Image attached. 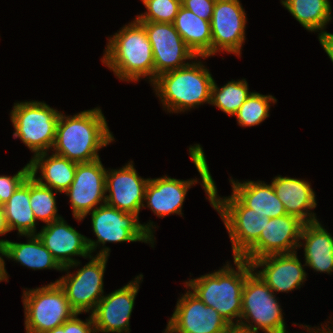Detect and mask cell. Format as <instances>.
<instances>
[{
  "label": "cell",
  "instance_id": "cell-1",
  "mask_svg": "<svg viewBox=\"0 0 333 333\" xmlns=\"http://www.w3.org/2000/svg\"><path fill=\"white\" fill-rule=\"evenodd\" d=\"M189 155L196 166L202 187L212 207L219 213L232 243L233 259L240 258L258 239L270 218L246 207L233 193L224 198L217 194L203 148L200 144L189 147Z\"/></svg>",
  "mask_w": 333,
  "mask_h": 333
},
{
  "label": "cell",
  "instance_id": "cell-2",
  "mask_svg": "<svg viewBox=\"0 0 333 333\" xmlns=\"http://www.w3.org/2000/svg\"><path fill=\"white\" fill-rule=\"evenodd\" d=\"M114 141L105 116L98 107L73 116L60 113L53 153L76 163L99 159L98 151Z\"/></svg>",
  "mask_w": 333,
  "mask_h": 333
},
{
  "label": "cell",
  "instance_id": "cell-3",
  "mask_svg": "<svg viewBox=\"0 0 333 333\" xmlns=\"http://www.w3.org/2000/svg\"><path fill=\"white\" fill-rule=\"evenodd\" d=\"M102 62L123 81L149 77L154 82V59L145 28L134 19L108 39Z\"/></svg>",
  "mask_w": 333,
  "mask_h": 333
},
{
  "label": "cell",
  "instance_id": "cell-4",
  "mask_svg": "<svg viewBox=\"0 0 333 333\" xmlns=\"http://www.w3.org/2000/svg\"><path fill=\"white\" fill-rule=\"evenodd\" d=\"M230 263L213 273L202 275L185 282L187 289L213 307L229 323L240 321L242 312V292L247 275L253 270L250 262L234 258L235 270ZM237 318V319H235Z\"/></svg>",
  "mask_w": 333,
  "mask_h": 333
},
{
  "label": "cell",
  "instance_id": "cell-5",
  "mask_svg": "<svg viewBox=\"0 0 333 333\" xmlns=\"http://www.w3.org/2000/svg\"><path fill=\"white\" fill-rule=\"evenodd\" d=\"M160 74L152 83L164 110L180 113L203 103L210 104L214 82L209 69L201 61Z\"/></svg>",
  "mask_w": 333,
  "mask_h": 333
},
{
  "label": "cell",
  "instance_id": "cell-6",
  "mask_svg": "<svg viewBox=\"0 0 333 333\" xmlns=\"http://www.w3.org/2000/svg\"><path fill=\"white\" fill-rule=\"evenodd\" d=\"M88 214H91L92 231L97 237L96 241L87 238V244L91 254L97 249L99 244H102V248L97 255L109 257L110 248L105 246L107 242L121 243L139 241L150 243L151 247H154L155 238L153 229L156 225H154L153 222L141 224L138 215L118 210L106 203Z\"/></svg>",
  "mask_w": 333,
  "mask_h": 333
},
{
  "label": "cell",
  "instance_id": "cell-7",
  "mask_svg": "<svg viewBox=\"0 0 333 333\" xmlns=\"http://www.w3.org/2000/svg\"><path fill=\"white\" fill-rule=\"evenodd\" d=\"M60 113L45 102L14 103L10 113L14 139L20 138L34 156L52 150Z\"/></svg>",
  "mask_w": 333,
  "mask_h": 333
},
{
  "label": "cell",
  "instance_id": "cell-8",
  "mask_svg": "<svg viewBox=\"0 0 333 333\" xmlns=\"http://www.w3.org/2000/svg\"><path fill=\"white\" fill-rule=\"evenodd\" d=\"M26 333H45L62 325L76 312L63 288L55 282L23 291Z\"/></svg>",
  "mask_w": 333,
  "mask_h": 333
},
{
  "label": "cell",
  "instance_id": "cell-9",
  "mask_svg": "<svg viewBox=\"0 0 333 333\" xmlns=\"http://www.w3.org/2000/svg\"><path fill=\"white\" fill-rule=\"evenodd\" d=\"M283 314L275 293L252 270L244 283L239 324L265 333H287Z\"/></svg>",
  "mask_w": 333,
  "mask_h": 333
},
{
  "label": "cell",
  "instance_id": "cell-10",
  "mask_svg": "<svg viewBox=\"0 0 333 333\" xmlns=\"http://www.w3.org/2000/svg\"><path fill=\"white\" fill-rule=\"evenodd\" d=\"M89 258L90 261L75 274H71L69 268H62L67 272L66 276L55 281L65 291L71 308L79 314L89 311L91 314L104 296L103 277L108 256L90 255Z\"/></svg>",
  "mask_w": 333,
  "mask_h": 333
},
{
  "label": "cell",
  "instance_id": "cell-11",
  "mask_svg": "<svg viewBox=\"0 0 333 333\" xmlns=\"http://www.w3.org/2000/svg\"><path fill=\"white\" fill-rule=\"evenodd\" d=\"M147 33L154 59V81L165 72L187 66L197 57L187 46L173 23L138 21Z\"/></svg>",
  "mask_w": 333,
  "mask_h": 333
},
{
  "label": "cell",
  "instance_id": "cell-12",
  "mask_svg": "<svg viewBox=\"0 0 333 333\" xmlns=\"http://www.w3.org/2000/svg\"><path fill=\"white\" fill-rule=\"evenodd\" d=\"M100 159L77 163L74 180L64 192L70 198L73 217L78 221L106 203L107 169Z\"/></svg>",
  "mask_w": 333,
  "mask_h": 333
},
{
  "label": "cell",
  "instance_id": "cell-13",
  "mask_svg": "<svg viewBox=\"0 0 333 333\" xmlns=\"http://www.w3.org/2000/svg\"><path fill=\"white\" fill-rule=\"evenodd\" d=\"M229 323L190 289L178 298L164 333H225Z\"/></svg>",
  "mask_w": 333,
  "mask_h": 333
},
{
  "label": "cell",
  "instance_id": "cell-14",
  "mask_svg": "<svg viewBox=\"0 0 333 333\" xmlns=\"http://www.w3.org/2000/svg\"><path fill=\"white\" fill-rule=\"evenodd\" d=\"M304 224L300 218L289 214L266 220L259 239L240 258L252 263L267 255L297 252Z\"/></svg>",
  "mask_w": 333,
  "mask_h": 333
},
{
  "label": "cell",
  "instance_id": "cell-15",
  "mask_svg": "<svg viewBox=\"0 0 333 333\" xmlns=\"http://www.w3.org/2000/svg\"><path fill=\"white\" fill-rule=\"evenodd\" d=\"M246 14L239 0H216L211 19L212 56L226 51L240 57L245 42Z\"/></svg>",
  "mask_w": 333,
  "mask_h": 333
},
{
  "label": "cell",
  "instance_id": "cell-16",
  "mask_svg": "<svg viewBox=\"0 0 333 333\" xmlns=\"http://www.w3.org/2000/svg\"><path fill=\"white\" fill-rule=\"evenodd\" d=\"M142 279L140 274L134 281L102 297L91 313L96 332L130 333V317Z\"/></svg>",
  "mask_w": 333,
  "mask_h": 333
},
{
  "label": "cell",
  "instance_id": "cell-17",
  "mask_svg": "<svg viewBox=\"0 0 333 333\" xmlns=\"http://www.w3.org/2000/svg\"><path fill=\"white\" fill-rule=\"evenodd\" d=\"M150 178L140 177L133 161L120 169L106 171V204L127 213L139 216L144 205V196Z\"/></svg>",
  "mask_w": 333,
  "mask_h": 333
},
{
  "label": "cell",
  "instance_id": "cell-18",
  "mask_svg": "<svg viewBox=\"0 0 333 333\" xmlns=\"http://www.w3.org/2000/svg\"><path fill=\"white\" fill-rule=\"evenodd\" d=\"M36 234L62 268L70 269L81 265L72 256L86 259L91 255L87 237L68 225L64 218L46 224Z\"/></svg>",
  "mask_w": 333,
  "mask_h": 333
},
{
  "label": "cell",
  "instance_id": "cell-19",
  "mask_svg": "<svg viewBox=\"0 0 333 333\" xmlns=\"http://www.w3.org/2000/svg\"><path fill=\"white\" fill-rule=\"evenodd\" d=\"M251 265L273 292L288 293L301 288L306 281L307 274L297 257V252L267 255L254 260ZM259 267L263 268L257 271L256 268Z\"/></svg>",
  "mask_w": 333,
  "mask_h": 333
},
{
  "label": "cell",
  "instance_id": "cell-20",
  "mask_svg": "<svg viewBox=\"0 0 333 333\" xmlns=\"http://www.w3.org/2000/svg\"><path fill=\"white\" fill-rule=\"evenodd\" d=\"M197 182V178L180 180L166 175L149 179L144 196L146 206L144 204L143 207H148L160 218L171 214L182 215L186 194Z\"/></svg>",
  "mask_w": 333,
  "mask_h": 333
},
{
  "label": "cell",
  "instance_id": "cell-21",
  "mask_svg": "<svg viewBox=\"0 0 333 333\" xmlns=\"http://www.w3.org/2000/svg\"><path fill=\"white\" fill-rule=\"evenodd\" d=\"M271 183L287 214L297 216L305 223L318 221L316 214L311 212L317 203L309 181L278 175Z\"/></svg>",
  "mask_w": 333,
  "mask_h": 333
},
{
  "label": "cell",
  "instance_id": "cell-22",
  "mask_svg": "<svg viewBox=\"0 0 333 333\" xmlns=\"http://www.w3.org/2000/svg\"><path fill=\"white\" fill-rule=\"evenodd\" d=\"M299 242L304 247L305 265L316 272H333V236L319 221L305 223Z\"/></svg>",
  "mask_w": 333,
  "mask_h": 333
},
{
  "label": "cell",
  "instance_id": "cell-23",
  "mask_svg": "<svg viewBox=\"0 0 333 333\" xmlns=\"http://www.w3.org/2000/svg\"><path fill=\"white\" fill-rule=\"evenodd\" d=\"M48 155L45 152L33 156L29 161L30 175L39 184L64 193L74 180L77 163L53 152ZM38 169L41 171L40 177H36Z\"/></svg>",
  "mask_w": 333,
  "mask_h": 333
},
{
  "label": "cell",
  "instance_id": "cell-24",
  "mask_svg": "<svg viewBox=\"0 0 333 333\" xmlns=\"http://www.w3.org/2000/svg\"><path fill=\"white\" fill-rule=\"evenodd\" d=\"M232 193L249 209L268 218H276L286 215L283 203L277 197L271 184L264 181H244L230 179Z\"/></svg>",
  "mask_w": 333,
  "mask_h": 333
},
{
  "label": "cell",
  "instance_id": "cell-25",
  "mask_svg": "<svg viewBox=\"0 0 333 333\" xmlns=\"http://www.w3.org/2000/svg\"><path fill=\"white\" fill-rule=\"evenodd\" d=\"M173 25L187 46L197 57L212 56V32L210 21L180 7Z\"/></svg>",
  "mask_w": 333,
  "mask_h": 333
},
{
  "label": "cell",
  "instance_id": "cell-26",
  "mask_svg": "<svg viewBox=\"0 0 333 333\" xmlns=\"http://www.w3.org/2000/svg\"><path fill=\"white\" fill-rule=\"evenodd\" d=\"M19 236L29 238L27 243H17L0 239V244L4 246L5 250L4 257L19 262L22 266L33 270L55 269L62 271V267L43 245L37 234Z\"/></svg>",
  "mask_w": 333,
  "mask_h": 333
},
{
  "label": "cell",
  "instance_id": "cell-27",
  "mask_svg": "<svg viewBox=\"0 0 333 333\" xmlns=\"http://www.w3.org/2000/svg\"><path fill=\"white\" fill-rule=\"evenodd\" d=\"M3 209L10 232L17 229L19 235L36 234L37 222L30 206V175L3 204Z\"/></svg>",
  "mask_w": 333,
  "mask_h": 333
},
{
  "label": "cell",
  "instance_id": "cell-28",
  "mask_svg": "<svg viewBox=\"0 0 333 333\" xmlns=\"http://www.w3.org/2000/svg\"><path fill=\"white\" fill-rule=\"evenodd\" d=\"M282 5L307 30L323 34L332 19L330 0H281Z\"/></svg>",
  "mask_w": 333,
  "mask_h": 333
},
{
  "label": "cell",
  "instance_id": "cell-29",
  "mask_svg": "<svg viewBox=\"0 0 333 333\" xmlns=\"http://www.w3.org/2000/svg\"><path fill=\"white\" fill-rule=\"evenodd\" d=\"M251 93L245 79L229 81L221 88H218L214 80L210 104L218 107L227 115L234 116Z\"/></svg>",
  "mask_w": 333,
  "mask_h": 333
},
{
  "label": "cell",
  "instance_id": "cell-30",
  "mask_svg": "<svg viewBox=\"0 0 333 333\" xmlns=\"http://www.w3.org/2000/svg\"><path fill=\"white\" fill-rule=\"evenodd\" d=\"M56 193L53 189L39 184L30 175V206L37 220L48 224L62 218L58 215Z\"/></svg>",
  "mask_w": 333,
  "mask_h": 333
},
{
  "label": "cell",
  "instance_id": "cell-31",
  "mask_svg": "<svg viewBox=\"0 0 333 333\" xmlns=\"http://www.w3.org/2000/svg\"><path fill=\"white\" fill-rule=\"evenodd\" d=\"M276 101L277 99L272 95H262L257 92H252L234 114L237 118L238 125L242 127L259 125L269 117L270 104Z\"/></svg>",
  "mask_w": 333,
  "mask_h": 333
},
{
  "label": "cell",
  "instance_id": "cell-32",
  "mask_svg": "<svg viewBox=\"0 0 333 333\" xmlns=\"http://www.w3.org/2000/svg\"><path fill=\"white\" fill-rule=\"evenodd\" d=\"M146 12L137 15V21L173 23L180 9L181 0H141Z\"/></svg>",
  "mask_w": 333,
  "mask_h": 333
},
{
  "label": "cell",
  "instance_id": "cell-33",
  "mask_svg": "<svg viewBox=\"0 0 333 333\" xmlns=\"http://www.w3.org/2000/svg\"><path fill=\"white\" fill-rule=\"evenodd\" d=\"M30 175V164L19 170L14 176L0 175V205L5 204L18 186Z\"/></svg>",
  "mask_w": 333,
  "mask_h": 333
},
{
  "label": "cell",
  "instance_id": "cell-34",
  "mask_svg": "<svg viewBox=\"0 0 333 333\" xmlns=\"http://www.w3.org/2000/svg\"><path fill=\"white\" fill-rule=\"evenodd\" d=\"M215 3L216 0H181L182 7L210 22Z\"/></svg>",
  "mask_w": 333,
  "mask_h": 333
},
{
  "label": "cell",
  "instance_id": "cell-35",
  "mask_svg": "<svg viewBox=\"0 0 333 333\" xmlns=\"http://www.w3.org/2000/svg\"><path fill=\"white\" fill-rule=\"evenodd\" d=\"M75 313L70 319L66 321V333H96L92 315L85 320H81Z\"/></svg>",
  "mask_w": 333,
  "mask_h": 333
},
{
  "label": "cell",
  "instance_id": "cell-36",
  "mask_svg": "<svg viewBox=\"0 0 333 333\" xmlns=\"http://www.w3.org/2000/svg\"><path fill=\"white\" fill-rule=\"evenodd\" d=\"M318 39L328 57L333 62V34L326 31L323 34H319Z\"/></svg>",
  "mask_w": 333,
  "mask_h": 333
},
{
  "label": "cell",
  "instance_id": "cell-37",
  "mask_svg": "<svg viewBox=\"0 0 333 333\" xmlns=\"http://www.w3.org/2000/svg\"><path fill=\"white\" fill-rule=\"evenodd\" d=\"M225 333H259L258 330L254 328H249L241 324H229L227 331Z\"/></svg>",
  "mask_w": 333,
  "mask_h": 333
},
{
  "label": "cell",
  "instance_id": "cell-38",
  "mask_svg": "<svg viewBox=\"0 0 333 333\" xmlns=\"http://www.w3.org/2000/svg\"><path fill=\"white\" fill-rule=\"evenodd\" d=\"M0 282L8 280L9 276L5 269V261L2 256H5L4 246L0 244Z\"/></svg>",
  "mask_w": 333,
  "mask_h": 333
},
{
  "label": "cell",
  "instance_id": "cell-39",
  "mask_svg": "<svg viewBox=\"0 0 333 333\" xmlns=\"http://www.w3.org/2000/svg\"><path fill=\"white\" fill-rule=\"evenodd\" d=\"M8 232H10V230L6 223L3 205H0V235L1 236L6 235V233Z\"/></svg>",
  "mask_w": 333,
  "mask_h": 333
},
{
  "label": "cell",
  "instance_id": "cell-40",
  "mask_svg": "<svg viewBox=\"0 0 333 333\" xmlns=\"http://www.w3.org/2000/svg\"><path fill=\"white\" fill-rule=\"evenodd\" d=\"M328 326V327H327ZM305 328L306 329V331L307 332H309V333H333V328L332 327H329V325H324L323 326V329L321 328H318L317 327V330H316V328L315 327H313L312 329H311V327L309 326V325H304V326H302V328ZM327 327V328H326ZM315 328V329H314ZM331 328V329H330ZM315 330V331H314Z\"/></svg>",
  "mask_w": 333,
  "mask_h": 333
},
{
  "label": "cell",
  "instance_id": "cell-41",
  "mask_svg": "<svg viewBox=\"0 0 333 333\" xmlns=\"http://www.w3.org/2000/svg\"><path fill=\"white\" fill-rule=\"evenodd\" d=\"M45 333H66V321L62 325L57 326L54 329L49 330Z\"/></svg>",
  "mask_w": 333,
  "mask_h": 333
}]
</instances>
